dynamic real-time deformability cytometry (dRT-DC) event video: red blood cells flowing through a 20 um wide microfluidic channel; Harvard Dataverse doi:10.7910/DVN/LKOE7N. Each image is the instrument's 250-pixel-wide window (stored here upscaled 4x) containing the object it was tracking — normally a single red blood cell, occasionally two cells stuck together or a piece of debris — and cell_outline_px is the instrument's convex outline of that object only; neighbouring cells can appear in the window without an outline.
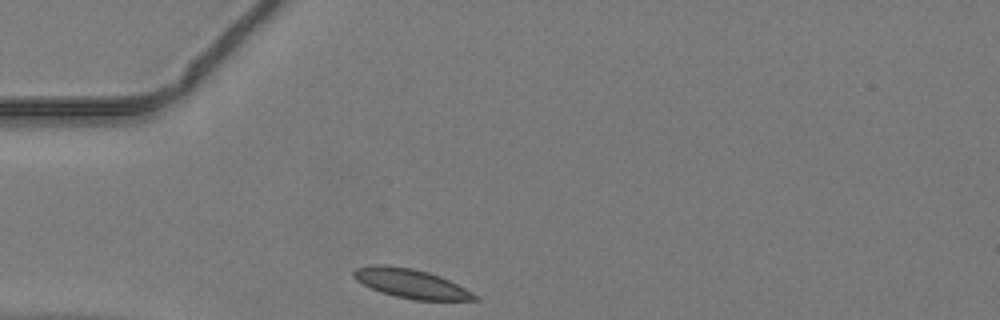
{"species": "common noctule bat (a hibernating species)", "species_latin": "Nyctalus noctula", "temperature_condition": "warm", "stored_images_in_passage": 29, "camera_frame_rate_fps": 3000, "um_per_image_px": 0.085, "animal": {"sex": "male", "body_mass_g": 19.2, "forearm_length_mm": 51.8}, "frame": {"image": 1, "passage_image": 1, "time_ms": 0.0, "image_size_px": [1000, 320], "cell_outline_px": [[480, 300], [412, 300], [380, 292], [356, 280], [352, 276], [352, 272], [356, 268], [372, 264], [384, 264], [412, 268], [428, 272], [440, 276], [464, 288], [476, 296]], "centroid_in_image_um": [34.88, 24.09], "position_along_channel_um": 50.1, "area_um2": 20.4}}
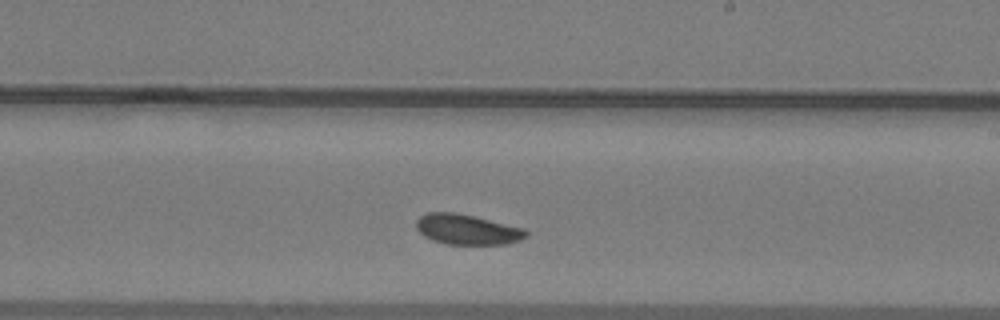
{"frame": {"image": 2, "passage_image": 16, "time_ms": 5.0, "image_size_px": [1000, 320], "cell_outline_px": [[528, 236], [520, 240], [508, 244], [444, 244], [432, 240], [424, 236], [416, 228], [416, 220], [420, 216], [428, 212], [456, 212], [524, 228], [528, 232]], "centroid_in_image_um": [39.7, 19.51], "position_along_channel_um": 249.3, "area_um2": 19.42}}
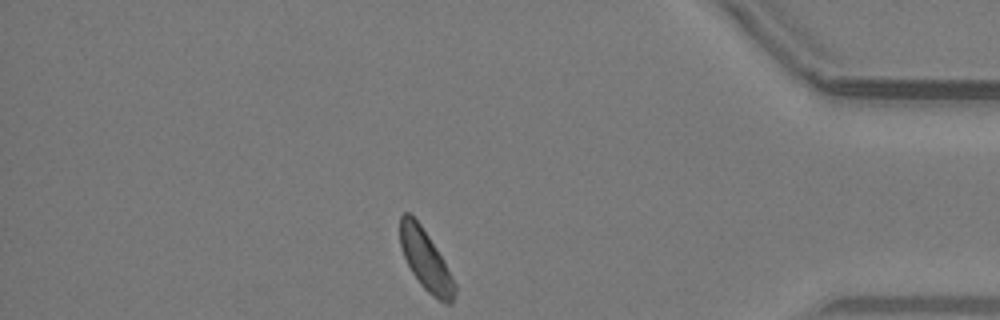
{"frame": {"image": 3, "passage_image": 29, "time_ms": 9.333, "image_size_px": [1000, 320], "cell_outline_px": [[456, 296], [452, 304], [444, 304], [428, 292], [420, 284], [412, 272], [404, 256], [400, 244], [400, 216], [404, 212], [408, 212], [420, 224], [444, 260], [456, 284]], "centroid_in_image_um": [36.21, 22.15], "position_along_channel_um": 399.0, "area_um2": 19.13}}